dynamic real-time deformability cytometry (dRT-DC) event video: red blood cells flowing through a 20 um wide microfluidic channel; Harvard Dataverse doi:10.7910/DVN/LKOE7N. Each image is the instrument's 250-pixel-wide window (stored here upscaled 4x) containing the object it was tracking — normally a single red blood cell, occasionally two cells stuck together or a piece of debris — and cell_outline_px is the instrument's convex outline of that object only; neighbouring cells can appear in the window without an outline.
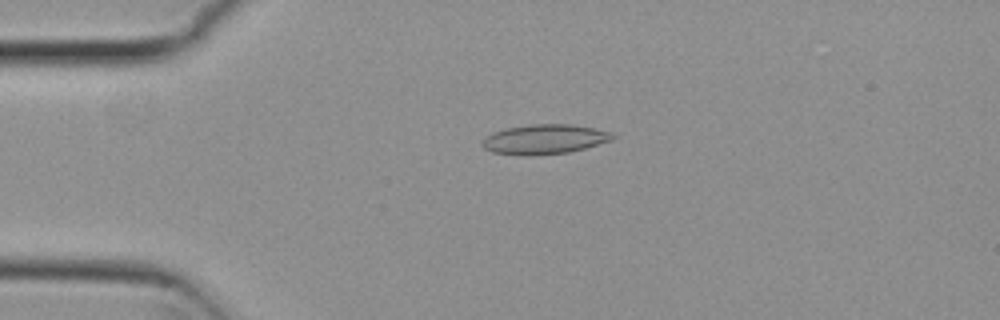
{"species": "common noctule bat (a hibernating species)", "species_latin": "Nyctalus noctula", "temperature_condition": "cold", "stored_images_in_passage": 53, "camera_frame_rate_fps": 3000, "um_per_image_px": 0.085, "animal": {"sex": "female", "body_mass_g": 29.2, "forearm_length_mm": 56.3}, "frame": {"image": 1, "passage_image": 12, "time_ms": 3.667, "image_size_px": [1000, 320], "cell_outline_px": [[616, 136], [612, 140], [584, 148], [568, 152], [532, 156], [520, 156], [492, 152], [484, 148], [480, 144], [492, 132], [504, 128], [532, 124], [572, 124], [592, 128], [608, 132]], "centroid_in_image_um": [46.23, 11.84], "position_along_channel_um": 38.8, "area_um2": 22.54}}
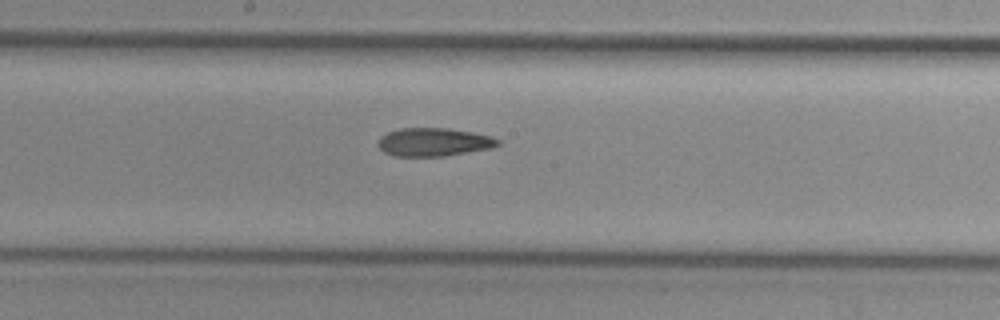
{"frame": {"image": 2, "passage_image": 28, "time_ms": 9.0, "image_size_px": [1000, 320], "cell_outline_px": [[500, 144], [492, 148], [444, 156], [392, 156], [384, 152], [376, 144], [380, 136], [388, 132], [400, 128], [448, 128], [472, 132], [492, 136], [500, 140]], "centroid_in_image_um": [36.86, 12.07], "position_along_channel_um": 211.3, "area_um2": 19.88}}
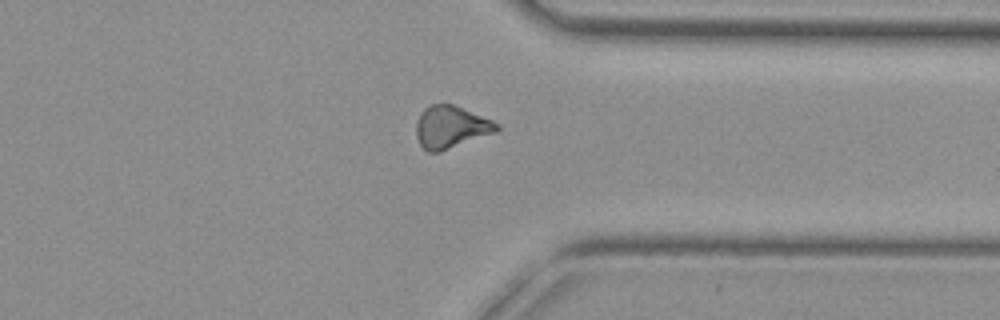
{"frame": {"image": 3, "passage_image": 41, "time_ms": 13.333, "image_size_px": [1000, 320], "cell_outline_px": [[500, 128], [496, 132], [440, 152], [428, 152], [420, 144], [416, 136], [416, 124], [420, 112], [424, 108], [432, 104], [452, 104], [492, 120], [500, 124]], "centroid_in_image_um": [38.32, 10.8], "position_along_channel_um": 373.1, "area_um2": 19.83}}